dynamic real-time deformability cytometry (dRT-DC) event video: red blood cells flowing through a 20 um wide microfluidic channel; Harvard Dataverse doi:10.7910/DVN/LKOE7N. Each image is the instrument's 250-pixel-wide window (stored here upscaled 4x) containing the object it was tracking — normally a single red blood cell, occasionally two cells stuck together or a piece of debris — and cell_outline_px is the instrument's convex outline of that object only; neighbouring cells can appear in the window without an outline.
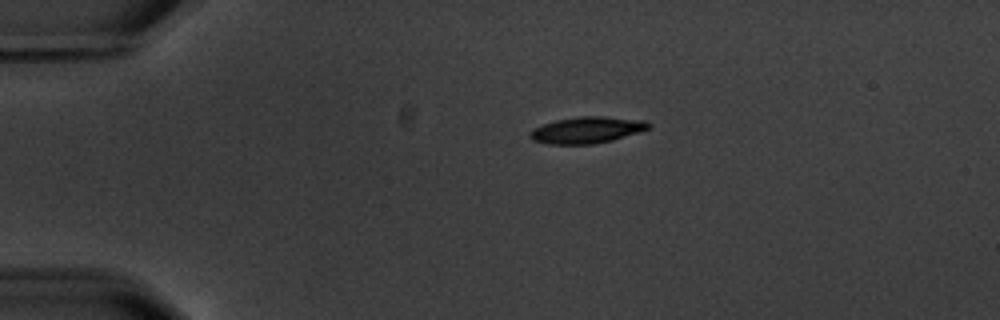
{"species": "common noctule bat (a hibernating species)", "species_latin": "Nyctalus noctula", "temperature_condition": "warm", "stored_images_in_passage": 4, "camera_frame_rate_fps": 3000, "um_per_image_px": 0.085, "animal": {"sex": "male", "body_mass_g": 20.1, "forearm_length_mm": 53.5}, "frame": {"image": 1, "passage_image": 1, "time_ms": 0.0, "image_size_px": [1000, 320], "cell_outline_px": [[652, 128], [640, 132], [612, 140], [592, 144], [548, 144], [532, 140], [528, 136], [528, 132], [532, 128], [556, 120], [580, 116], [604, 116], [648, 120], [652, 124]], "centroid_in_image_um": [49.92, 11.04], "position_along_channel_um": 35.1, "area_um2": 18.61}}
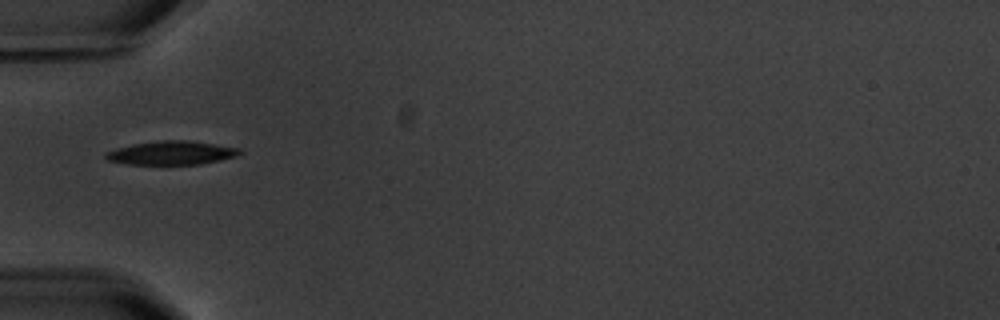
{"frame": {"image": 2, "passage_image": 3, "time_ms": 2.333, "image_size_px": [1000, 320], "cell_outline_px": [[244, 152], [236, 156], [220, 160], [200, 164], [128, 164], [108, 160], [104, 156], [104, 152], [116, 148], [132, 144], [160, 140], [188, 140], [240, 148]], "centroid_in_image_um": [14.57, 12.99], "position_along_channel_um": 70.4, "area_um2": 18.5}}
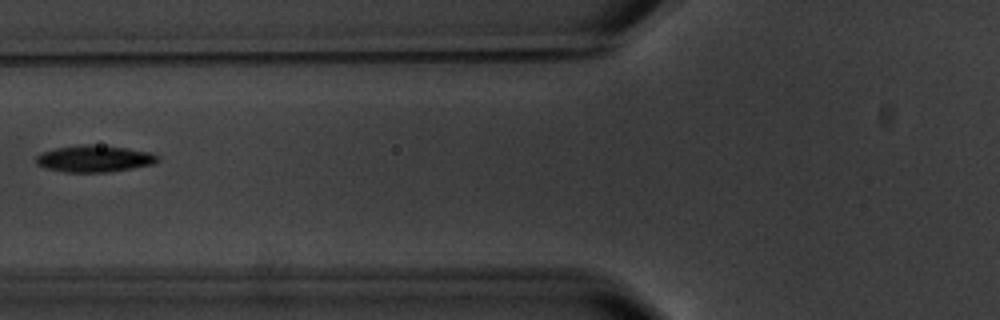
{"frame": {"image": 3, "passage_image": 4, "time_ms": 3.667, "image_size_px": [1000, 320], "cell_outline_px": [[160, 160], [152, 164], [132, 168], [104, 172], [64, 172], [44, 168], [36, 164], [36, 156], [44, 152], [56, 148], [84, 144], [92, 144], [124, 148], [152, 152], [160, 156]], "centroid_in_image_um": [8.02, 13.49], "position_along_channel_um": 117.8, "area_um2": 18.84}}